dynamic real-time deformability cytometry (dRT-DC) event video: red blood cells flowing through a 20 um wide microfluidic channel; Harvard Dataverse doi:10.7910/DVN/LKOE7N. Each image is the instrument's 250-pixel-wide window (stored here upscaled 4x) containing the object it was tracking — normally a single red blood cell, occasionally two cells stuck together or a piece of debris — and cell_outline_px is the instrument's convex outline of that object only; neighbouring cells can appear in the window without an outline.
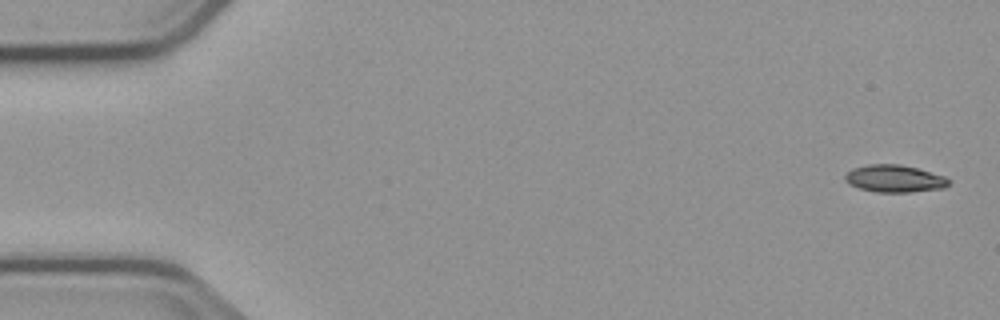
{"species": "common noctule bat (a hibernating species)", "species_latin": "Nyctalus noctula", "temperature_condition": "cold", "stored_images_in_passage": 5, "camera_frame_rate_fps": 3000, "um_per_image_px": 0.085, "animal": {"sex": "male", "body_mass_g": 23.1, "forearm_length_mm": 52.7}, "frame": {"image": 1, "passage_image": 1, "time_ms": 0.0, "image_size_px": [1000, 320], "cell_outline_px": [[952, 180], [944, 188], [908, 192], [876, 192], [860, 188], [848, 184], [844, 180], [844, 176], [852, 168], [868, 164], [900, 164], [916, 168], [944, 176]], "centroid_in_image_um": [76.01, 15.18], "position_along_channel_um": 9.0, "area_um2": 16.47}}
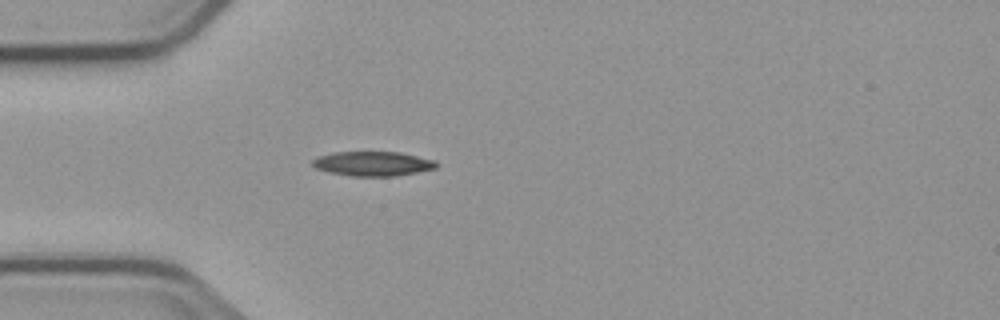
{"frame": {"image": 2, "passage_image": 5, "time_ms": 4.667, "image_size_px": [1000, 320], "cell_outline_px": [[440, 164], [436, 168], [396, 176], [352, 176], [328, 172], [316, 168], [312, 164], [312, 160], [316, 156], [332, 152], [400, 152], [436, 160]], "centroid_in_image_um": [31.69, 13.9], "position_along_channel_um": 53.3, "area_um2": 17.86}}